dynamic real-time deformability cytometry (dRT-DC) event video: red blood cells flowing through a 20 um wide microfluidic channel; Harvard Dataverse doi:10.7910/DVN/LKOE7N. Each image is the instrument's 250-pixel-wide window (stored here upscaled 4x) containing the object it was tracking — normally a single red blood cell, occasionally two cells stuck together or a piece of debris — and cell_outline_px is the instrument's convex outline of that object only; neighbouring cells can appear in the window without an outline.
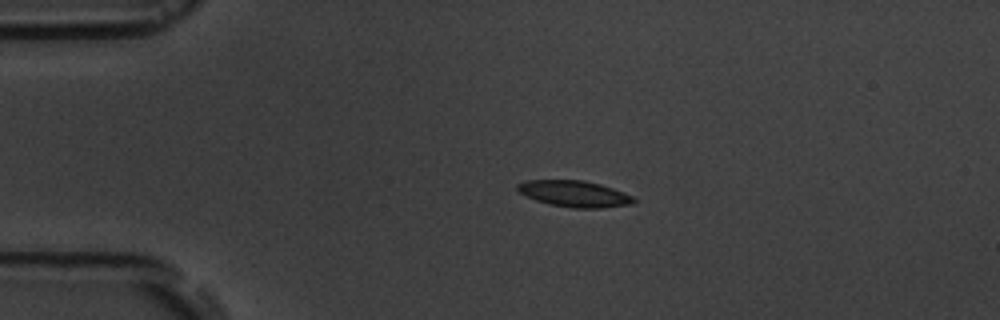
{"species": "common noctule bat (a hibernating species)", "species_latin": "Nyctalus noctula", "temperature_condition": "room temperature", "stored_images_in_passage": 4, "camera_frame_rate_fps": 3000, "um_per_image_px": 0.085, "animal": {"sex": "male", "body_mass_g": 19.5, "forearm_length_mm": 54.6}, "frame": {"image": 1, "passage_image": 3, "time_ms": 2.333, "image_size_px": [1000, 320], "cell_outline_px": [[636, 200], [632, 204], [600, 208], [572, 208], [552, 204], [536, 200], [520, 192], [516, 188], [516, 184], [528, 180], [584, 180], [600, 184], [624, 192], [632, 196]], "centroid_in_image_um": [48.84, 16.46], "position_along_channel_um": 36.2, "area_um2": 17.63}}